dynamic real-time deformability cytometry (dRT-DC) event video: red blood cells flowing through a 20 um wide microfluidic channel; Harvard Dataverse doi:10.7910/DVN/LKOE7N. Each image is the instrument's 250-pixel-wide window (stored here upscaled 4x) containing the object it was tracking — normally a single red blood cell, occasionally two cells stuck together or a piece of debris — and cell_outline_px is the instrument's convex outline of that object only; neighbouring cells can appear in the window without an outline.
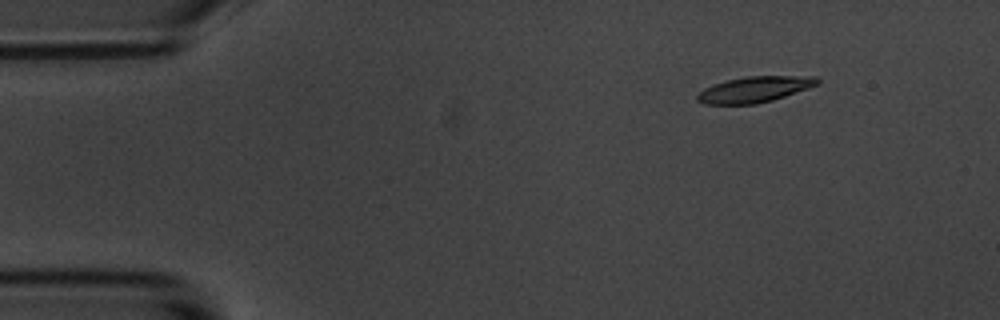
{"species": "common noctule bat (a hibernating species)", "species_latin": "Nyctalus noctula", "temperature_condition": "room temperature", "stored_images_in_passage": 4, "camera_frame_rate_fps": 3000, "um_per_image_px": 0.085, "animal": {"sex": "male", "body_mass_g": 20.1, "forearm_length_mm": 53.5}, "frame": {"image": 1, "passage_image": 1, "time_ms": 0.0, "image_size_px": [1000, 320], "cell_outline_px": [[820, 84], [772, 100], [756, 104], [704, 104], [696, 100], [696, 96], [704, 88], [728, 80], [744, 76], [816, 76], [820, 80]], "centroid_in_image_um": [64.15, 7.6], "position_along_channel_um": 20.8, "area_um2": 17.98}}
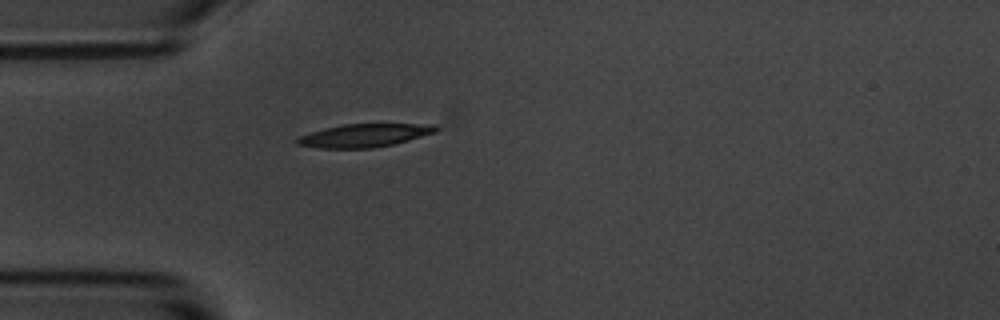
{"frame": {"image": 2, "passage_image": 4, "time_ms": 3.0, "image_size_px": [1000, 320], "cell_outline_px": [[440, 128], [436, 132], [408, 140], [392, 144], [372, 148], [320, 148], [296, 144], [296, 140], [300, 136], [324, 128], [344, 124], [436, 124]], "centroid_in_image_um": [31.0, 11.5], "position_along_channel_um": 54.0, "area_um2": 18.55}}